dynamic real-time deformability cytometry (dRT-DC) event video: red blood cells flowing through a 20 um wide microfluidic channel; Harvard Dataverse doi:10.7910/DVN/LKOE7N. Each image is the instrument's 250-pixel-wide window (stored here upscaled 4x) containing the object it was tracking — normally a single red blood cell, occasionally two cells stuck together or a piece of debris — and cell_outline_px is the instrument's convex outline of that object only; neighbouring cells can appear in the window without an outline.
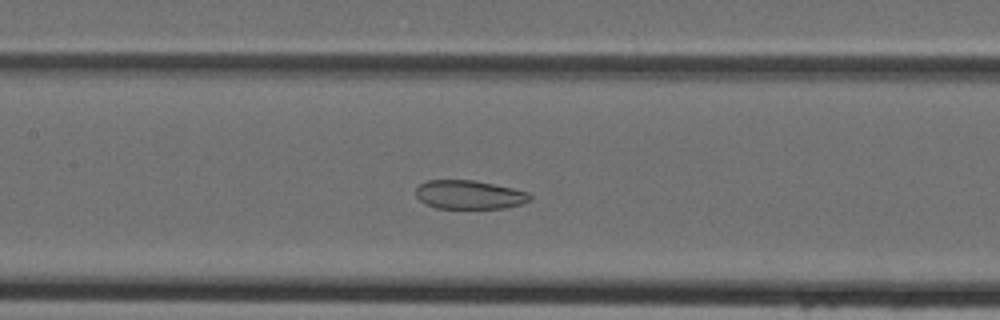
{"species": "Egyptian fruit bat (a non-hibernating species)", "species_latin": "Rousettus aegyptiacus", "temperature_condition": "cold", "stored_images_in_passage": 38, "camera_frame_rate_fps": 3000, "um_per_image_px": 0.085, "animal": {"sex": "female"}, "frame": {"image": 1, "passage_image": 14, "time_ms": 4.333, "image_size_px": [1000, 320], "cell_outline_px": [[532, 200], [520, 204], [504, 208], [436, 208], [424, 204], [416, 196], [416, 188], [420, 184], [428, 180], [476, 180], [512, 188], [528, 192], [532, 196]], "centroid_in_image_um": [39.89, 16.55], "position_along_channel_um": 167.5, "area_um2": 19.19}}
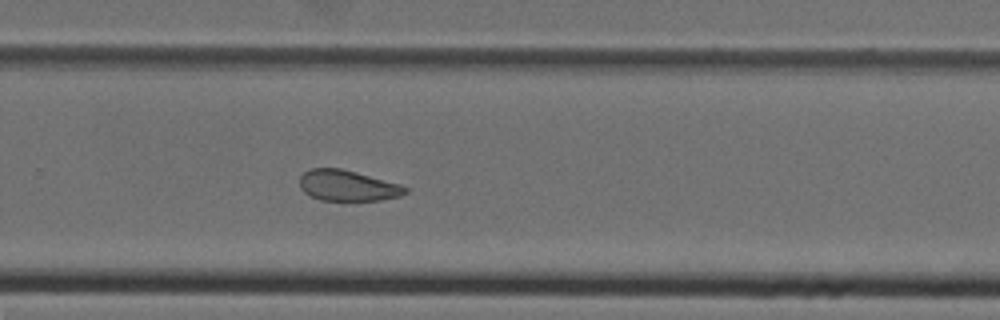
{"frame": {"image": 2, "passage_image": 23, "time_ms": 7.333, "image_size_px": [1000, 320], "cell_outline_px": [[408, 192], [400, 196], [380, 200], [320, 200], [304, 192], [300, 188], [300, 176], [308, 168], [340, 168], [356, 172], [400, 184], [408, 188]], "centroid_in_image_um": [29.54, 15.77], "position_along_channel_um": 300.3, "area_um2": 18.9}}
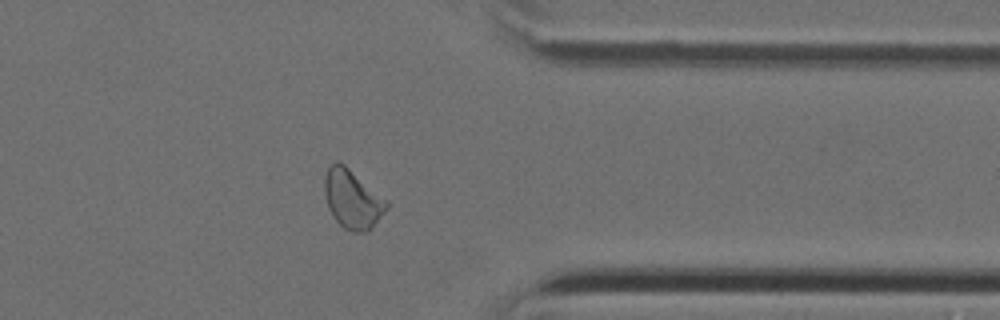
{"frame": {"image": 3, "passage_image": 29, "time_ms": 9.333, "image_size_px": [1000, 320], "cell_outline_px": [[388, 208], [372, 228], [368, 232], [352, 232], [344, 228], [332, 216], [328, 208], [324, 192], [324, 176], [328, 168], [336, 160], [344, 164], [388, 200]], "centroid_in_image_um": [29.96, 16.93], "position_along_channel_um": 381.4, "area_um2": 21.44}}